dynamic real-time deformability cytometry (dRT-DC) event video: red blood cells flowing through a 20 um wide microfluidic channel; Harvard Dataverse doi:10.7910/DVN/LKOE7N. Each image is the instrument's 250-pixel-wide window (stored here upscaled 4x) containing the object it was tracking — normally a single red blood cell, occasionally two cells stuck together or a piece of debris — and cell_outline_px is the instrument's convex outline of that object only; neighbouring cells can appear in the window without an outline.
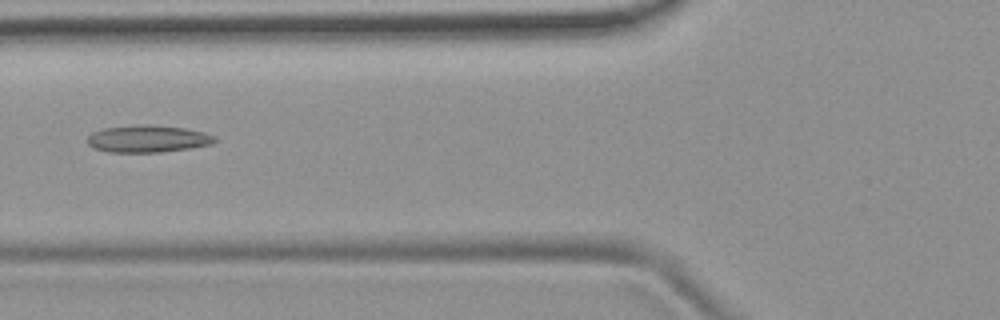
{"species": "common noctule bat (a hibernating species)", "species_latin": "Nyctalus noctula", "temperature_condition": "room temperature", "stored_images_in_passage": 53, "camera_frame_rate_fps": 3000, "um_per_image_px": 0.085, "animal": {"sex": "female", "body_mass_g": 19.9}, "frame": {"image": 1, "passage_image": 21, "time_ms": 6.667, "image_size_px": [1000, 320], "cell_outline_px": [[216, 140], [212, 144], [188, 148], [160, 152], [108, 152], [92, 148], [88, 144], [88, 136], [92, 132], [104, 128], [140, 124], [148, 124], [184, 128], [204, 132], [216, 136]], "centroid_in_image_um": [12.54, 11.79], "position_along_channel_um": 113.3, "area_um2": 20.17}}
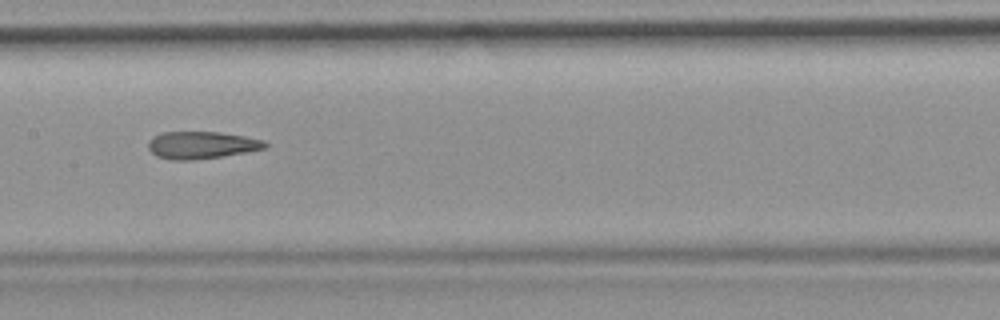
{"frame": {"image": 2, "passage_image": 27, "time_ms": 8.667, "image_size_px": [1000, 320], "cell_outline_px": [[268, 148], [220, 156], [192, 160], [168, 160], [156, 156], [148, 148], [148, 140], [152, 136], [160, 132], [220, 132], [244, 136], [264, 140], [268, 144]], "centroid_in_image_um": [17.09, 12.32], "position_along_channel_um": 190.3, "area_um2": 18.67}}
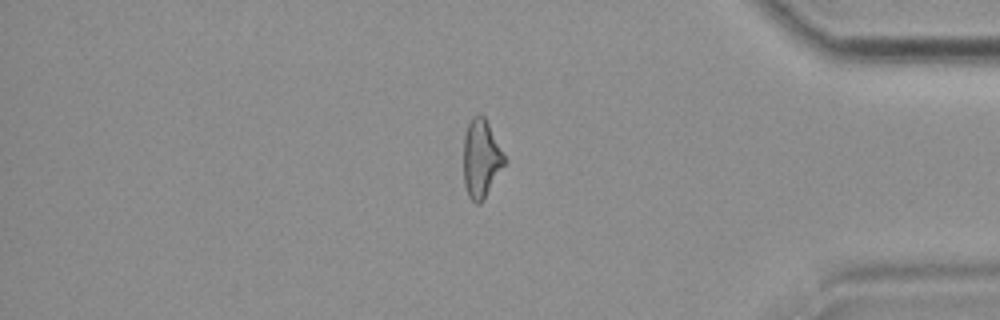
{"frame": {"image": 3, "passage_image": 45, "time_ms": 14.667, "image_size_px": [1000, 320], "cell_outline_px": [[508, 160], [484, 200], [480, 204], [476, 204], [468, 196], [464, 184], [464, 136], [468, 124], [472, 116], [480, 112], [484, 116]], "centroid_in_image_um": [40.92, 13.49], "position_along_channel_um": 394.3, "area_um2": 18.96}, "authors_computed_cell_mechanics": {"area_um2": 20.0566, "velocity_mm_per_s": 3.8451, "shape_relaxation_time_tau1_ms": null, "shape_relaxation_time_tau2_ms": 3.8062, "deformation_change_tau1": null, "deformation_change_tau2": 0.153}}